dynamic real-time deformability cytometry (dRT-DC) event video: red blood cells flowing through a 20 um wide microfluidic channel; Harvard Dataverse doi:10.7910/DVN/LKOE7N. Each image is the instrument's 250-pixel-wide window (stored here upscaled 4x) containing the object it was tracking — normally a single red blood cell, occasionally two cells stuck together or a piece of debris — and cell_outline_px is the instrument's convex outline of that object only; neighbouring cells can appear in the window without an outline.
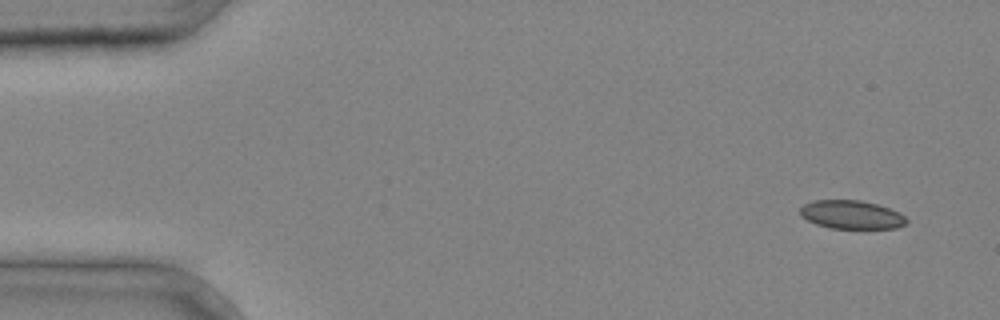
{"species": "common noctule bat (a hibernating species)", "species_latin": "Nyctalus noctula", "temperature_condition": "cold", "stored_images_in_passage": 37, "camera_frame_rate_fps": 3000, "um_per_image_px": 0.085, "animal": {"sex": "male", "body_mass_g": 20.4}, "frame": {"image": 1, "passage_image": 2, "time_ms": 0.333, "image_size_px": [1000, 320], "cell_outline_px": [[908, 224], [896, 228], [828, 228], [816, 224], [800, 216], [800, 208], [804, 204], [812, 200], [860, 200], [876, 204], [900, 212], [908, 220]], "centroid_in_image_um": [72.38, 18.25], "position_along_channel_um": 12.6, "area_um2": 17.74}}
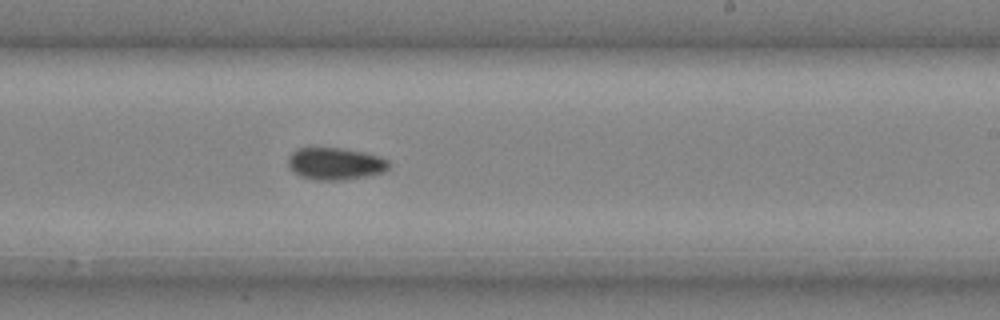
{"frame": {"image": 2, "passage_image": 23, "time_ms": 7.333, "image_size_px": [1000, 320], "cell_outline_px": [[388, 168], [384, 172], [344, 180], [316, 180], [300, 176], [288, 164], [288, 156], [296, 148], [340, 148], [364, 152], [380, 156], [388, 160]], "centroid_in_image_um": [28.5, 13.91], "position_along_channel_um": 260.5, "area_um2": 18.73}}
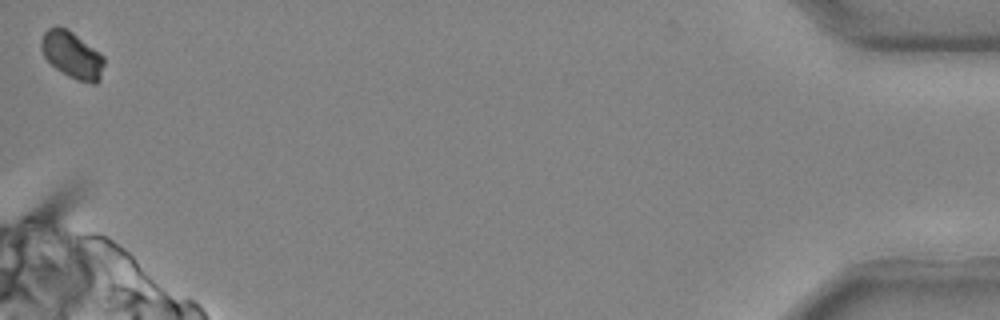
{"frame": {"image": 3, "passage_image": 37, "time_ms": 12.0, "image_size_px": [1000, 320], "cell_outline_px": [[104, 64], [100, 80], [96, 84], [92, 84], [76, 80], [68, 76], [56, 68], [44, 56], [40, 48], [40, 40], [44, 32], [48, 28], [56, 24], [60, 24], [68, 28], [100, 52], [104, 56]], "centroid_in_image_um": [6.12, 4.64], "position_along_channel_um": 429.1, "area_um2": 17.57}}